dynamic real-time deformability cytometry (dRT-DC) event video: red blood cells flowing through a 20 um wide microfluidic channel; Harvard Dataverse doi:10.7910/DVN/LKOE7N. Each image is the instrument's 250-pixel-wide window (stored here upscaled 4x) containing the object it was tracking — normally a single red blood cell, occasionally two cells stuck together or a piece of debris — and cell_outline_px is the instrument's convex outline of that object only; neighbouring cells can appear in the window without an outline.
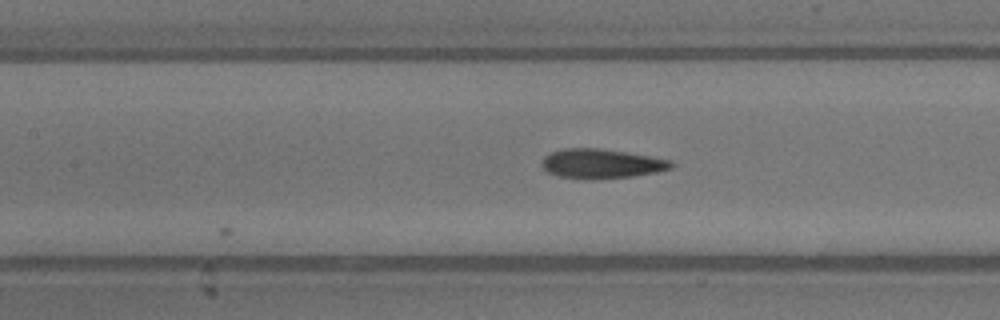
{"species": "common noctule bat (a hibernating species)", "species_latin": "Nyctalus noctula", "temperature_condition": "warm", "stored_images_in_passage": 4, "camera_frame_rate_fps": 3000, "um_per_image_px": 0.085, "animal": {"sex": "male", "body_mass_g": 13.3}, "frame": {"image": 1, "passage_image": 4, "time_ms": 1.0, "image_size_px": [1000, 320], "cell_outline_px": [[676, 164], [672, 168], [656, 172], [632, 176], [592, 180], [584, 180], [560, 176], [548, 172], [540, 164], [544, 156], [552, 152], [564, 148], [600, 148], [672, 160]], "centroid_in_image_um": [51.11, 13.92], "position_along_channel_um": 156.3, "area_um2": 22.31}}